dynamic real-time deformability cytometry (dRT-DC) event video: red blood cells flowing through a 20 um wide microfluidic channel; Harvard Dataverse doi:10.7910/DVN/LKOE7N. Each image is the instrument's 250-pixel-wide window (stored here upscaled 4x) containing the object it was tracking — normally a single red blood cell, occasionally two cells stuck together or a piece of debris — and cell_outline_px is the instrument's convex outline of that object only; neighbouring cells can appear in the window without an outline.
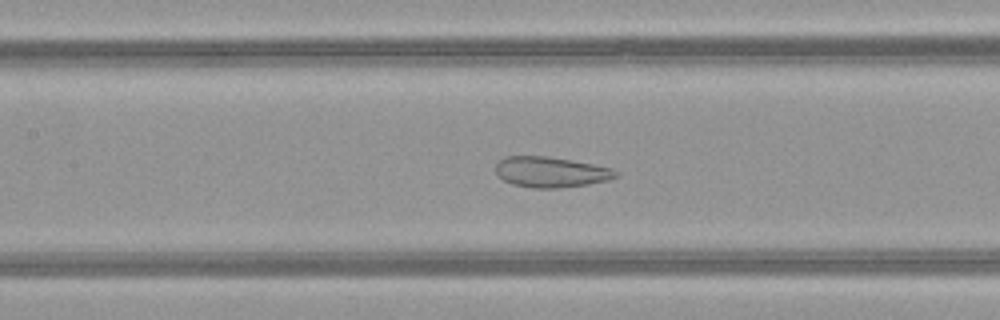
{"species": "common noctule bat (a hibernating species)", "species_latin": "Nyctalus noctula", "temperature_condition": "warm", "stored_images_in_passage": 51, "camera_frame_rate_fps": 3000, "um_per_image_px": 0.085, "animal": {"sex": "female", "body_mass_g": 21.9}, "frame": {"image": 1, "passage_image": 24, "time_ms": 7.667, "image_size_px": [1000, 320], "cell_outline_px": [[620, 176], [608, 180], [588, 184], [556, 188], [536, 188], [512, 184], [496, 176], [496, 164], [504, 156], [548, 156], [592, 164], [612, 168], [620, 172]], "centroid_in_image_um": [46.83, 14.62], "position_along_channel_um": 160.6, "area_um2": 21.44}}
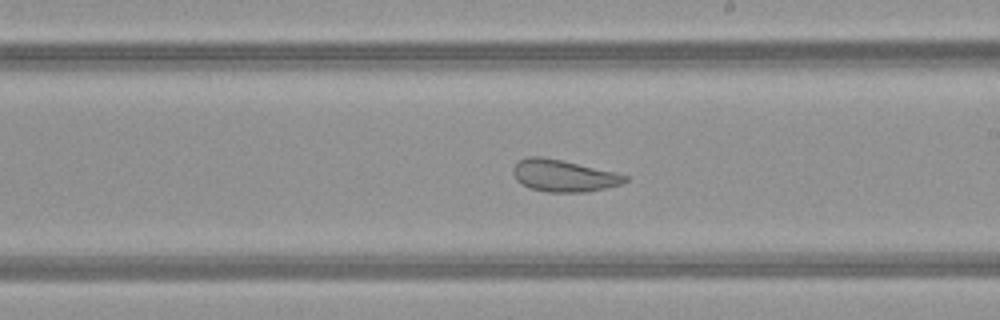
{"frame": {"image": 2, "passage_image": 30, "time_ms": 9.667, "image_size_px": [1000, 320], "cell_outline_px": [[628, 180], [620, 184], [588, 192], [548, 192], [528, 188], [520, 184], [516, 180], [512, 172], [512, 168], [520, 160], [528, 156], [540, 156], [564, 160], [628, 176]], "centroid_in_image_um": [47.84, 14.94], "position_along_channel_um": 241.2, "area_um2": 20.81}}
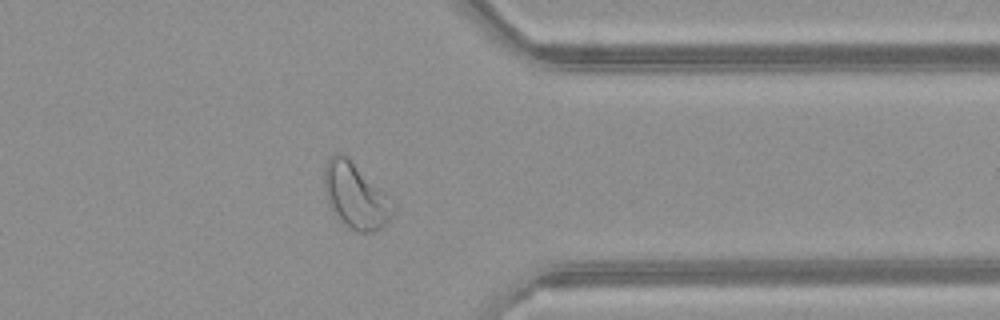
{"frame": {"image": 3, "passage_image": 41, "time_ms": 13.333, "image_size_px": [1000, 320], "cell_outline_px": [[396, 208], [388, 220], [376, 232], [356, 232], [348, 228], [344, 224], [328, 204], [324, 188], [324, 168], [328, 160], [336, 152], [340, 152], [348, 156], [396, 200]], "centroid_in_image_um": [30.27, 16.62], "position_along_channel_um": 381.1, "area_um2": 26.93}, "authors_computed_cell_mechanics": {"area_um2": 29.0734, "velocity_mm_per_s": 4.0382, "shape_relaxation_time_tau1_ms": null, "shape_relaxation_time_tau2_ms": 1.5314, "deformation_change_tau1": null, "deformation_change_tau2": 0.0929}}